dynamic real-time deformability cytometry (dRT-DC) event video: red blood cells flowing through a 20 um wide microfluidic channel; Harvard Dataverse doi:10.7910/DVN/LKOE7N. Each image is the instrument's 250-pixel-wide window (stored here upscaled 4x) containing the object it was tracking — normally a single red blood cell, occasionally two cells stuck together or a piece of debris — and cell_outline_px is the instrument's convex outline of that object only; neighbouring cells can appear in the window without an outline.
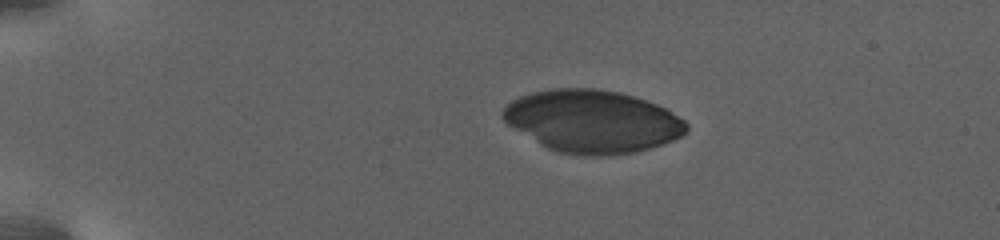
{"species": "human", "species_latin": "Homo sapiens", "temperature_condition": "warm", "stored_images_in_passage": 11, "camera_frame_rate_fps": 3000, "um_per_image_px": 0.085, "donor": {"sex": "female"}, "frame": {"image": 1, "passage_image": 1, "time_ms": 0.0, "image_size_px": [1000, 240], "cell_outline_px": [[688, 128], [680, 136], [672, 140], [648, 148], [632, 152], [560, 152], [548, 148], [508, 124], [500, 116], [500, 112], [512, 100], [520, 96], [532, 92], [552, 88], [596, 88], [620, 92], [656, 104], [664, 108], [684, 120], [688, 124]], "centroid_in_image_um": [50.32, 10.24], "position_along_channel_um": 34.7, "area_um2": 65.03}}